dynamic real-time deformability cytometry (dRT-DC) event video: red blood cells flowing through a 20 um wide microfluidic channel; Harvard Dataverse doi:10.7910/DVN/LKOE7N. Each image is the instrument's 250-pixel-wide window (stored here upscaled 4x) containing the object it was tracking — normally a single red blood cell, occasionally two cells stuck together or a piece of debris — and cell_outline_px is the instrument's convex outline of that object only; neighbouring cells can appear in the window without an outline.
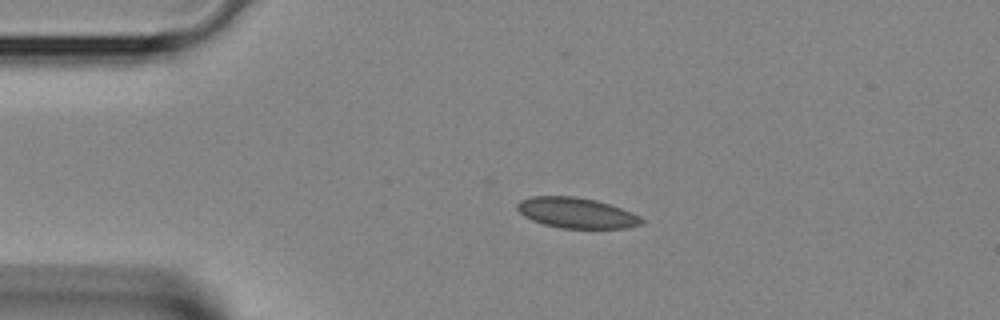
{"species": "Egyptian fruit bat (a non-hibernating species)", "species_latin": "Rousettus aegyptiacus", "temperature_condition": "room temperature", "stored_images_in_passage": 37, "camera_frame_rate_fps": 3000, "um_per_image_px": 0.085, "animal": {"sex": "female"}, "frame": {"image": 1, "passage_image": 6, "time_ms": 1.667, "image_size_px": [1000, 320], "cell_outline_px": [[644, 224], [628, 228], [560, 228], [544, 224], [532, 220], [524, 216], [516, 208], [516, 204], [520, 200], [532, 196], [576, 196], [596, 200], [632, 212], [640, 216], [644, 220]], "centroid_in_image_um": [49.01, 18.09], "position_along_channel_um": 36.0, "area_um2": 22.2}}
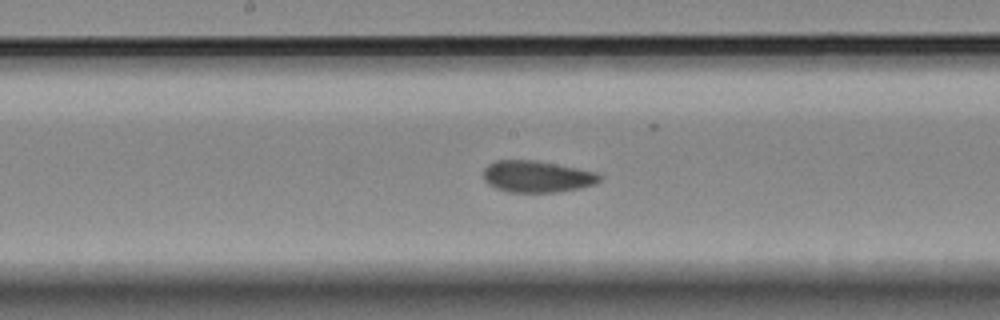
{"frame": {"image": 2, "passage_image": 18, "time_ms": 5.667, "image_size_px": [1000, 320], "cell_outline_px": [[604, 176], [596, 184], [580, 188], [556, 192], [508, 192], [496, 188], [488, 184], [484, 180], [484, 168], [488, 164], [496, 160], [536, 160], [596, 172]], "centroid_in_image_um": [45.65, 15.01], "position_along_channel_um": 202.6, "area_um2": 21.5}}
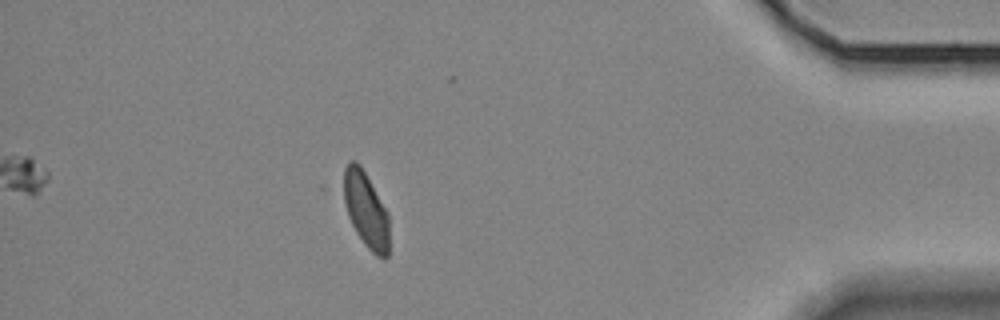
{"frame": {"image": 3, "passage_image": 33, "time_ms": 10.667, "image_size_px": [1000, 320], "cell_outline_px": [[388, 256], [384, 260], [376, 256], [364, 244], [356, 232], [348, 216], [344, 204], [344, 168], [352, 160], [356, 160], [360, 164], [388, 212]], "centroid_in_image_um": [31.1, 17.85], "position_along_channel_um": 404.1, "area_um2": 20.0}}